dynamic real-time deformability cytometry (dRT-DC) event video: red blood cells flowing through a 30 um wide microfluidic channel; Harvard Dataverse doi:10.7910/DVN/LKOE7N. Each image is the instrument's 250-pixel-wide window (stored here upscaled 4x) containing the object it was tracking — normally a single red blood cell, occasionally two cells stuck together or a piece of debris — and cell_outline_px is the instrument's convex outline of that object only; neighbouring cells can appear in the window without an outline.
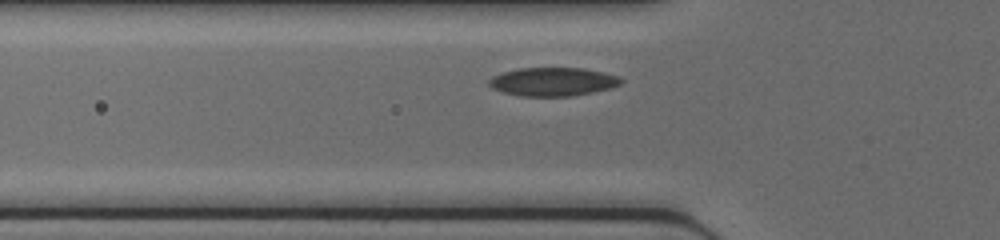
{"species": "common noctule bat (a hibernating species)", "species_latin": "Nyctalus noctula", "temperature_condition": "cold", "stored_images_in_passage": 31, "camera_frame_rate_fps": 3000, "um_per_image_px": 0.085, "animal": {"sex": "female", "body_mass_g": 17.0, "forearm_length_mm": 48.0}, "frame": {"image": 1, "passage_image": 5, "time_ms": 1.333, "image_size_px": [1000, 240], "cell_outline_px": [[624, 80], [620, 84], [608, 88], [592, 92], [572, 96], [520, 96], [504, 92], [492, 88], [488, 84], [488, 80], [492, 76], [504, 72], [520, 68], [584, 68], [604, 72], [620, 76]], "centroid_in_image_um": [47.0, 6.94], "position_along_channel_um": 78.8, "area_um2": 21.91}}
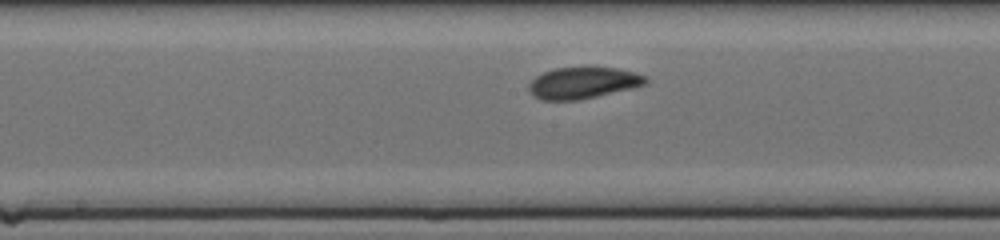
{"frame": {"image": 2, "passage_image": 13, "time_ms": 4.0, "image_size_px": [1000, 240], "cell_outline_px": [[648, 84], [632, 88], [596, 96], [576, 100], [540, 100], [528, 88], [528, 84], [536, 76], [544, 72], [556, 68], [588, 64], [616, 68], [636, 72], [644, 76], [648, 80]], "centroid_in_image_um": [49.59, 6.99], "position_along_channel_um": 198.6, "area_um2": 21.96}}
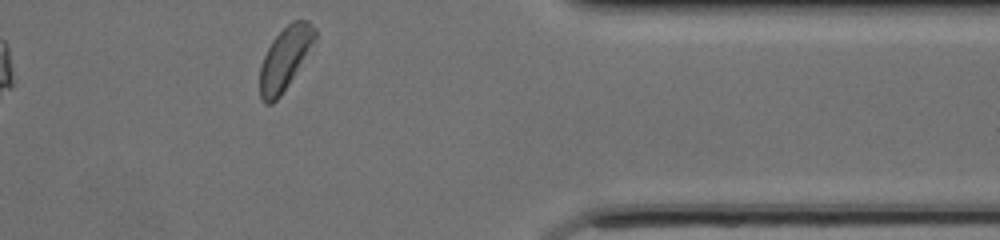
{"frame": {"image": 3, "passage_image": 27, "time_ms": 8.667, "image_size_px": [1000, 240], "cell_outline_px": [[316, 40], [288, 84], [280, 96], [272, 104], [264, 104], [260, 96], [260, 68], [264, 56], [272, 40], [292, 20], [308, 20], [316, 28]], "centroid_in_image_um": [24.23, 4.95], "position_along_channel_um": 387.2, "area_um2": 19.83}}